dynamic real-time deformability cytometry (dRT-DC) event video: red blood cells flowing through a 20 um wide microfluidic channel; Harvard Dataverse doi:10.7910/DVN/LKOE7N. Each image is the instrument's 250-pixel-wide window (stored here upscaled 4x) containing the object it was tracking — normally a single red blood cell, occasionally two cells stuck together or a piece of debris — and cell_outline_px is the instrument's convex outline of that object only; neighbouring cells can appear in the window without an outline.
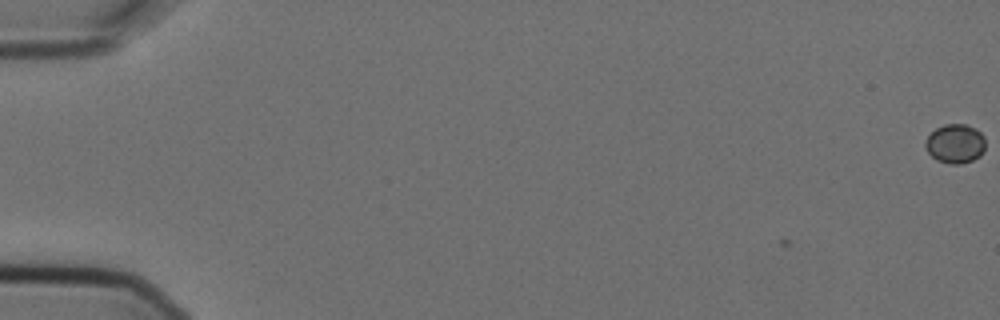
{"species": "Egyptian fruit bat (a non-hibernating species)", "species_latin": "Rousettus aegyptiacus", "temperature_condition": "cold", "stored_images_in_passage": 4, "camera_frame_rate_fps": 3000, "um_per_image_px": 0.085, "animal": {"sex": "female"}, "frame": {"image": 1, "passage_image": 1, "time_ms": 0.0, "image_size_px": [1000, 320], "cell_outline_px": [[984, 152], [980, 156], [972, 160], [960, 164], [952, 164], [936, 160], [928, 152], [924, 144], [928, 136], [936, 128], [944, 124], [968, 124], [976, 128], [984, 136]], "centroid_in_image_um": [81.21, 12.2], "position_along_channel_um": 3.8, "area_um2": 13.76}}